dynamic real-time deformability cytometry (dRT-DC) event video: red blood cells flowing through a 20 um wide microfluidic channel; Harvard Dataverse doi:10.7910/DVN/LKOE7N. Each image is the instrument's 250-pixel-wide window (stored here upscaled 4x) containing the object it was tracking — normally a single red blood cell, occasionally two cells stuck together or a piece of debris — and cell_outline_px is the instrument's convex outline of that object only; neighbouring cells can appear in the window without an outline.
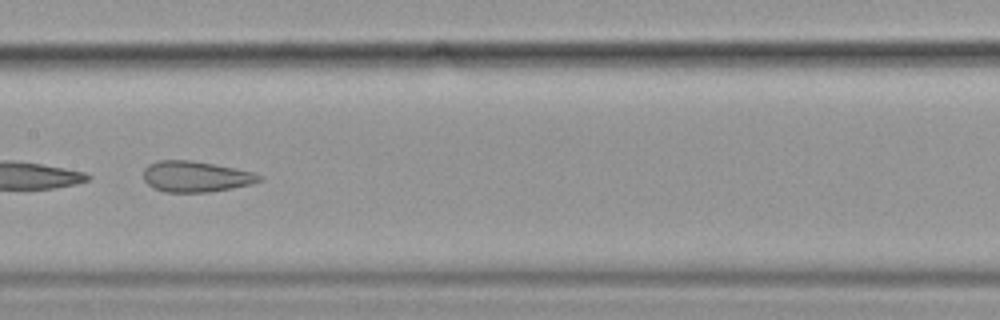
{"species": "common noctule bat (a hibernating species)", "species_latin": "Nyctalus noctula", "temperature_condition": "cold", "stored_images_in_passage": 27, "camera_frame_rate_fps": 3000, "um_per_image_px": 0.085, "animal": {"sex": "female", "body_mass_g": 19.9}, "frame": {"image": 1, "passage_image": 12, "time_ms": 3.667, "image_size_px": [1000, 320], "cell_outline_px": [[264, 176], [260, 180], [252, 184], [232, 188], [208, 192], [164, 192], [152, 188], [144, 180], [144, 168], [148, 164], [160, 160], [192, 160], [236, 168], [252, 172]], "centroid_in_image_um": [16.63, 15.01], "position_along_channel_um": 190.8, "area_um2": 20.92}}
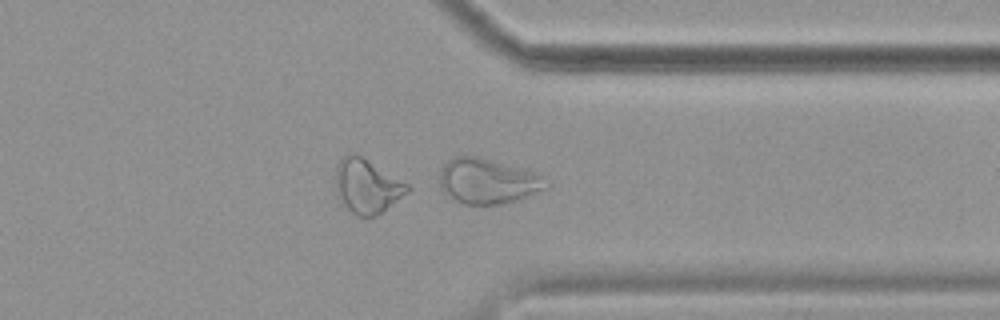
{"frame": {"image": 2, "passage_image": 27, "time_ms": 8.667, "image_size_px": [1000, 320], "cell_outline_px": [[552, 184], [548, 188], [528, 196], [516, 200], [500, 204], [464, 204], [448, 196], [440, 188], [440, 168], [452, 156], [476, 156], [532, 172]], "centroid_in_image_um": [41.42, 15.41], "position_along_channel_um": 370.0, "area_um2": 27.74}, "authors_computed_cell_mechanics": {"area_um2": 21.2704, "velocity_mm_per_s": 3.5874, "shape_relaxation_time_tau1_ms": null, "shape_relaxation_time_tau2_ms": 1.3668, "deformation_change_tau1": null, "deformation_change_tau2": 0.076}}